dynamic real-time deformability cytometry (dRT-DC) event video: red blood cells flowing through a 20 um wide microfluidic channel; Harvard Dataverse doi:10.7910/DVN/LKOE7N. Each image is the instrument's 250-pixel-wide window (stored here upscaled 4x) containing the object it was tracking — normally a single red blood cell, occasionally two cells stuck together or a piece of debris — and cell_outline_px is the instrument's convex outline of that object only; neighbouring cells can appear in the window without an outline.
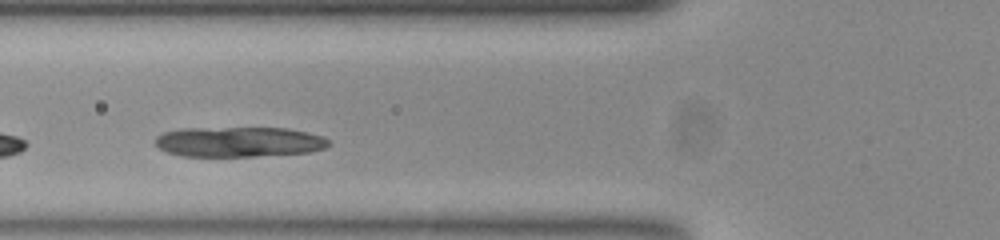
{"species": "common noctule bat (a hibernating species)", "species_latin": "Nyctalus noctula", "temperature_condition": "room temperature", "stored_images_in_passage": 33, "camera_frame_rate_fps": 3000, "um_per_image_px": 0.085, "animal": {"sex": "female", "body_mass_g": 23.0, "forearm_length_mm": 53.4}, "frame": {"image": 1, "passage_image": 10, "time_ms": 3.0, "image_size_px": [1000, 240], "cell_outline_px": [[332, 144], [324, 148], [308, 152], [252, 156], [180, 156], [168, 152], [160, 148], [156, 144], [156, 136], [164, 132], [184, 128], [288, 128], [324, 136]], "centroid_in_image_um": [20.32, 12.05], "position_along_channel_um": 105.5, "area_um2": 30.35}}
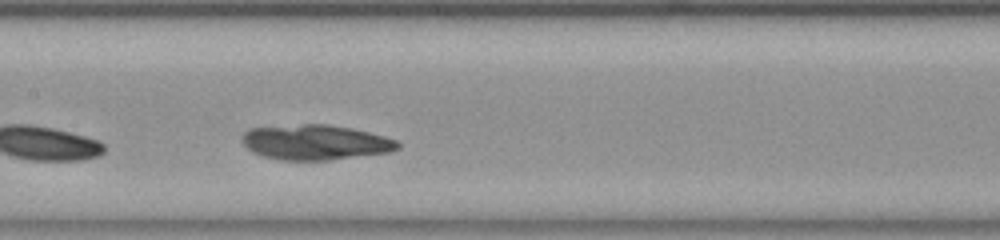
{"frame": {"image": 2, "passage_image": 16, "time_ms": 5.0, "image_size_px": [1000, 240], "cell_outline_px": [[400, 148], [388, 152], [328, 160], [280, 160], [264, 156], [252, 152], [244, 144], [240, 136], [248, 128], [304, 124], [328, 124], [352, 128], [384, 136], [396, 140], [400, 144]], "centroid_in_image_um": [26.78, 12.09], "position_along_channel_um": 180.6, "area_um2": 31.79}}
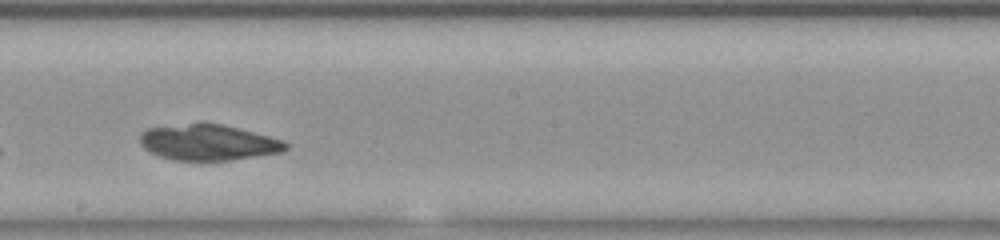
{"frame": {"image": 3, "passage_image": 20, "time_ms": 6.333, "image_size_px": [1000, 240], "cell_outline_px": [[288, 148], [280, 152], [228, 160], [176, 160], [160, 156], [144, 148], [140, 144], [140, 132], [148, 128], [200, 120], [224, 124], [268, 136], [280, 140], [288, 144]], "centroid_in_image_um": [17.63, 12.06], "position_along_channel_um": 230.6, "area_um2": 30.69}}